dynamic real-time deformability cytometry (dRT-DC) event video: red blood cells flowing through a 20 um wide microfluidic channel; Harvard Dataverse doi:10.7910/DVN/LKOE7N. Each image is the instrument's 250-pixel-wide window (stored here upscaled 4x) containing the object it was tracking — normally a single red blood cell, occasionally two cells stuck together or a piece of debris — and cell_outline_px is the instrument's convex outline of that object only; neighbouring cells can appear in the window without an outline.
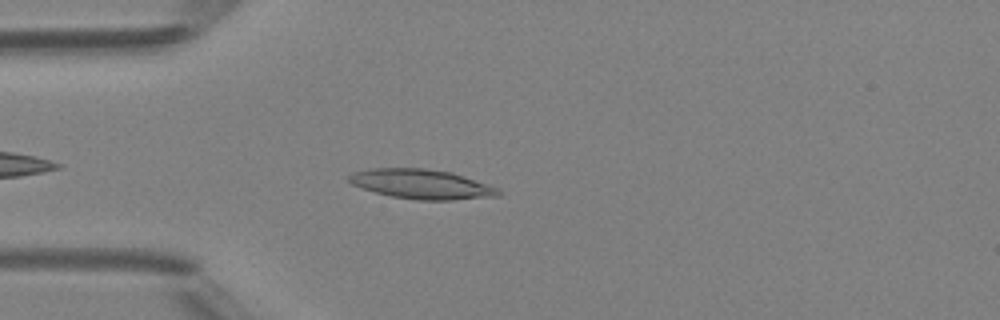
{"species": "Egyptian fruit bat (a non-hibernating species)", "species_latin": "Rousettus aegyptiacus", "temperature_condition": "room temperature", "stored_images_in_passage": 33, "camera_frame_rate_fps": 3000, "um_per_image_px": 0.085, "animal": {"sex": "female"}, "frame": {"image": 1, "passage_image": 5, "time_ms": 1.333, "image_size_px": [1000, 320], "cell_outline_px": [[500, 196], [452, 200], [420, 200], [392, 196], [376, 192], [352, 184], [348, 180], [348, 176], [352, 172], [372, 168], [424, 168], [452, 172], [500, 188]], "centroid_in_image_um": [35.87, 15.64], "position_along_channel_um": 49.1, "area_um2": 25.72}}
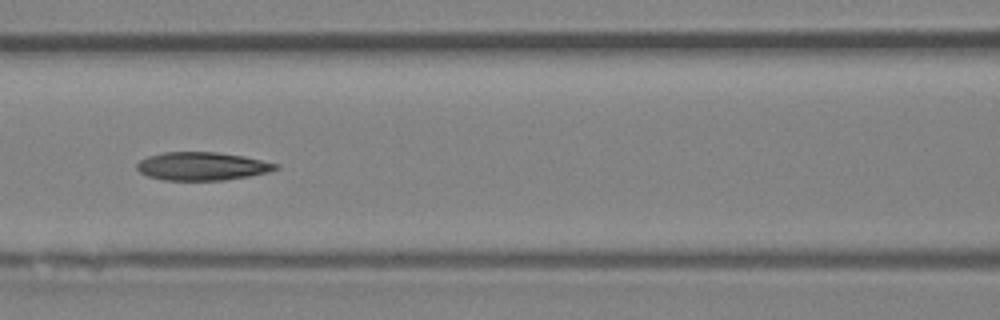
{"frame": {"image": 2, "passage_image": 13, "time_ms": 4.0, "image_size_px": [1000, 320], "cell_outline_px": [[280, 168], [268, 172], [248, 176], [224, 180], [164, 180], [148, 176], [140, 172], [136, 168], [136, 164], [140, 160], [148, 156], [164, 152], [216, 152], [244, 156], [280, 164]], "centroid_in_image_um": [17.19, 14.12], "position_along_channel_um": 149.4, "area_um2": 22.83}}
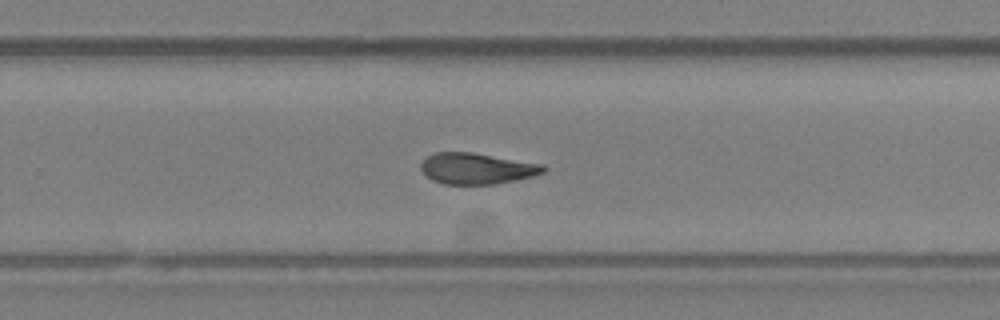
{"frame": {"image": 3, "passage_image": 23, "time_ms": 7.333, "image_size_px": [1000, 320], "cell_outline_px": [[548, 168], [544, 172], [532, 176], [516, 180], [496, 184], [444, 184], [432, 180], [420, 168], [420, 164], [432, 152], [472, 152], [544, 164]], "centroid_in_image_um": [40.55, 14.32], "position_along_channel_um": 289.3, "area_um2": 22.25}, "authors_computed_cell_mechanics": {"area_um2": 22.831, "velocity_mm_per_s": 4.2119, "shape_relaxation_time_tau1_ms": null, "shape_relaxation_time_tau2_ms": 5.5919, "deformation_change_tau1": null, "deformation_change_tau2": 0.1422}}